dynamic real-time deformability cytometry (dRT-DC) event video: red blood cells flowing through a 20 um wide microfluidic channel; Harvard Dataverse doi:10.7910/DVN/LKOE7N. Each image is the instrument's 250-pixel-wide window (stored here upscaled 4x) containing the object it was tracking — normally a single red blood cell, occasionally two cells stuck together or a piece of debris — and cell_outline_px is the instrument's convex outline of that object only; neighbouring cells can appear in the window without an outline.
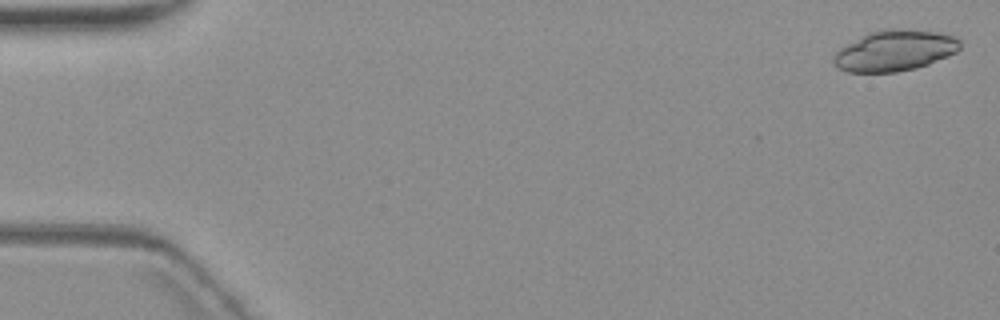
{"species": "common noctule bat (a hibernating species)", "species_latin": "Nyctalus noctula", "temperature_condition": "warm", "stored_images_in_passage": 5, "camera_frame_rate_fps": 3000, "um_per_image_px": 0.085, "animal": {"sex": "female", "body_mass_g": 19.3, "forearm_length_mm": 54.1}, "frame": {"image": 1, "passage_image": 1, "time_ms": 0.0, "image_size_px": [1000, 320], "cell_outline_px": [[960, 48], [956, 52], [948, 56], [928, 64], [916, 68], [896, 72], [848, 72], [840, 68], [832, 60], [832, 56], [840, 48], [868, 32], [880, 28], [904, 28], [936, 32], [956, 36], [960, 40]], "centroid_in_image_um": [76.06, 4.28], "position_along_channel_um": 8.9, "area_um2": 30.29}}